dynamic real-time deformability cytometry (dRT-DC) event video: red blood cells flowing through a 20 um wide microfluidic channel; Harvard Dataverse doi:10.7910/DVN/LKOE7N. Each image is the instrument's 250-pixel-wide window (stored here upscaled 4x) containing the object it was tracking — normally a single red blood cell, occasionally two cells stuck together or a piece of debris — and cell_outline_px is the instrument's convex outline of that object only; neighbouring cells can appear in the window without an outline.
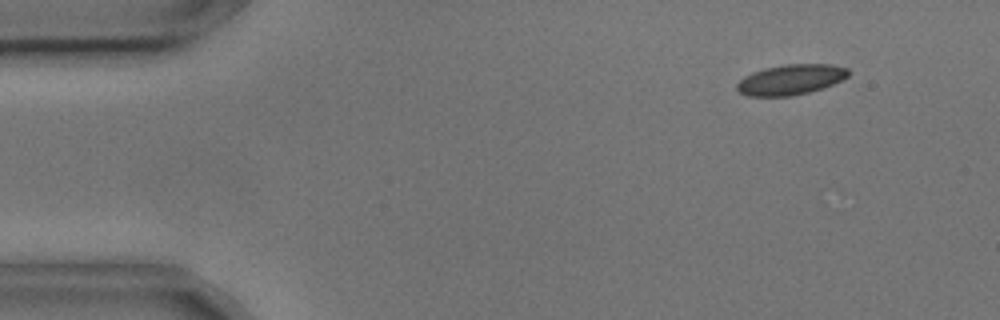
{"species": "common noctule bat (a hibernating species)", "species_latin": "Nyctalus noctula", "temperature_condition": "cold", "stored_images_in_passage": 55, "camera_frame_rate_fps": 3000, "um_per_image_px": 0.085, "animal": {"sex": "male", "body_mass_g": 17.9, "forearm_length_mm": 54.2}, "frame": {"image": 1, "passage_image": 6, "time_ms": 1.667, "image_size_px": [1000, 320], "cell_outline_px": [[848, 76], [832, 84], [808, 92], [792, 96], [748, 96], [740, 92], [736, 88], [736, 84], [744, 76], [752, 72], [764, 68], [784, 64], [828, 64], [848, 68]], "centroid_in_image_um": [67.17, 6.76], "position_along_channel_um": 17.8, "area_um2": 19.54}}
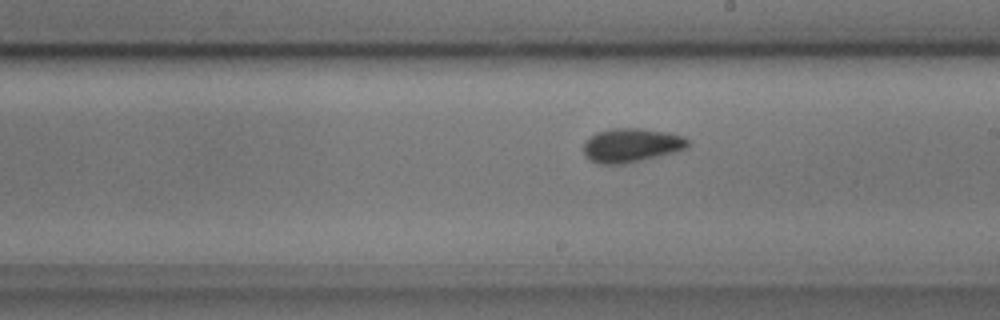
{"frame": {"image": 2, "passage_image": 31, "time_ms": 10.0, "image_size_px": [1000, 320], "cell_outline_px": [[688, 148], [676, 152], [624, 164], [596, 164], [588, 160], [584, 156], [584, 140], [596, 132], [612, 128], [640, 128], [668, 132], [684, 136], [688, 140]], "centroid_in_image_um": [53.64, 12.35], "position_along_channel_um": 235.4, "area_um2": 20.98}}
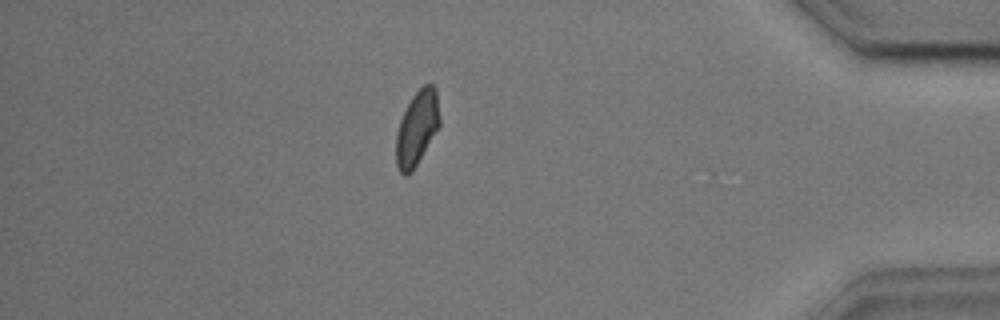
{"frame": {"image": 3, "passage_image": 48, "time_ms": 15.667, "image_size_px": [1000, 320], "cell_outline_px": [[440, 124], [412, 172], [404, 176], [400, 172], [396, 164], [396, 132], [400, 120], [412, 96], [424, 84], [432, 84], [436, 88], [440, 120]], "centroid_in_image_um": [35.43, 10.88], "position_along_channel_um": 399.8, "area_um2": 18.73}, "authors_computed_cell_mechanics": {"area_um2": 19.5364, "velocity_mm_per_s": 3.6135, "shape_relaxation_time_tau1_ms": 2.2702, "shape_relaxation_time_tau2_ms": 1.7421, "deformation_change_tau1": 0.0631, "deformation_change_tau2": 0.0529}}